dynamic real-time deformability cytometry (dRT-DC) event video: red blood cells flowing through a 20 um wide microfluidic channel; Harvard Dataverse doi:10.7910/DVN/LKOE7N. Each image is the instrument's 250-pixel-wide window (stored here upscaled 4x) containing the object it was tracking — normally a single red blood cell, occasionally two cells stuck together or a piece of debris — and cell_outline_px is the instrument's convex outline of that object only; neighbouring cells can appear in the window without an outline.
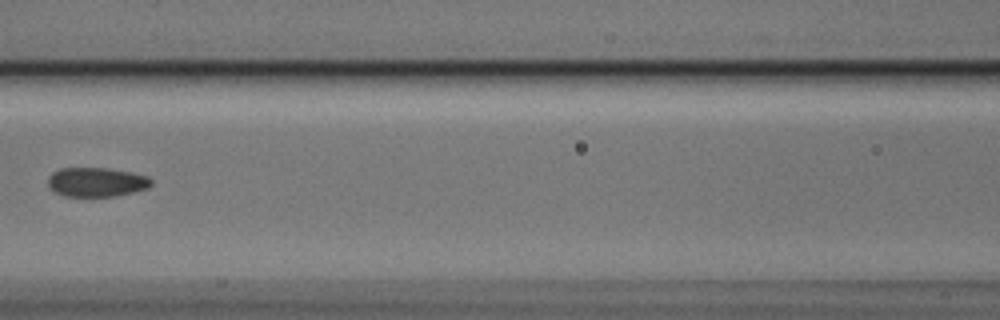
{"species": "Egyptian fruit bat (a non-hibernating species)", "species_latin": "Rousettus aegyptiacus", "temperature_condition": "cold", "stored_images_in_passage": 3, "camera_frame_rate_fps": 3000, "um_per_image_px": 0.085, "animal": {"sex": "male"}, "frame": {"image": 1, "passage_image": 3, "time_ms": 0.667, "image_size_px": [1000, 320], "cell_outline_px": [[152, 184], [148, 188], [116, 196], [64, 196], [48, 188], [48, 176], [52, 172], [60, 168], [104, 168], [132, 172], [148, 176], [152, 180]], "centroid_in_image_um": [8.19, 15.47], "position_along_channel_um": 158.4, "area_um2": 17.69}}